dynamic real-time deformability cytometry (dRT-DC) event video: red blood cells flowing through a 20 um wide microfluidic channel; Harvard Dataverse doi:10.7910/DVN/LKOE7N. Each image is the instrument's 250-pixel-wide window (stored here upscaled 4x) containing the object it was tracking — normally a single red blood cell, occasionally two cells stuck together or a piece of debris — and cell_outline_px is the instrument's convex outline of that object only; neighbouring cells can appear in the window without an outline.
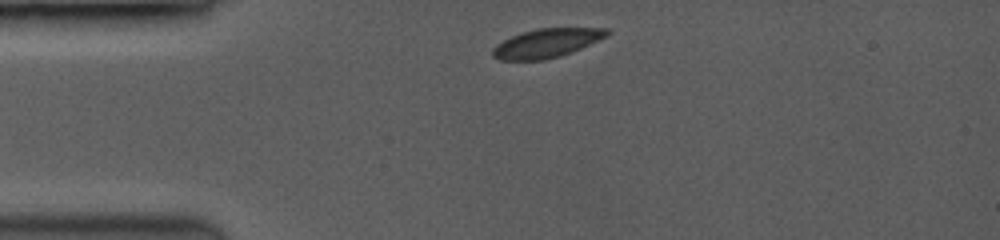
{"species": "common noctule bat (a hibernating species)", "species_latin": "Nyctalus noctula", "temperature_condition": "room temperature", "stored_images_in_passage": 3, "camera_frame_rate_fps": 3500, "um_per_image_px": 0.085, "animal": {"sex": "female", "body_mass_g": 19.0, "forearm_length_mm": 53.3}, "frame": {"image": 1, "passage_image": 1, "time_ms": 0.0, "image_size_px": [1000, 240], "cell_outline_px": [[608, 36], [580, 48], [544, 60], [500, 60], [492, 56], [492, 48], [496, 44], [512, 36], [524, 32], [540, 28], [608, 28]], "centroid_in_image_um": [46.43, 3.66], "position_along_channel_um": 38.6, "area_um2": 18.84}}